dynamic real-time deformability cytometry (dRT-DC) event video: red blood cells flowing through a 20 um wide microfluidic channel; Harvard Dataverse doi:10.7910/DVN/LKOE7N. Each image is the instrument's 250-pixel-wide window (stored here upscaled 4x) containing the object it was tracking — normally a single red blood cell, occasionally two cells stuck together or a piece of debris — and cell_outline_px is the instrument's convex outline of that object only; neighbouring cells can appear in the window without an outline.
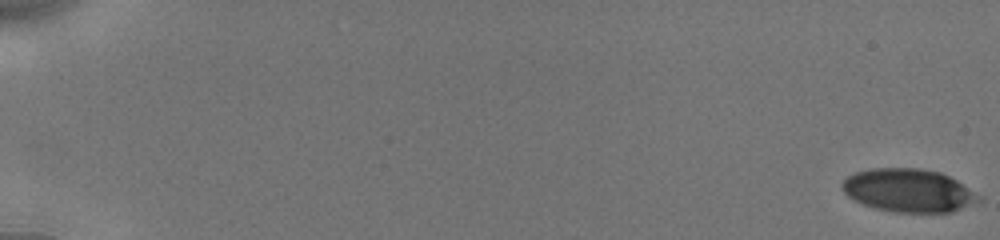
{"species": "human", "species_latin": "Homo sapiens", "temperature_condition": "cold", "stored_images_in_passage": 23, "camera_frame_rate_fps": 3000, "um_per_image_px": 0.085, "donor": {"sex": "male"}, "frame": {"image": 1, "passage_image": 1, "time_ms": 0.0, "image_size_px": [1000, 240], "cell_outline_px": [[984, 200], [952, 212], [892, 212], [872, 208], [848, 196], [844, 192], [840, 184], [848, 176], [856, 172], [872, 168], [920, 168], [940, 172], [956, 180], [980, 196]], "centroid_in_image_um": [77.23, 16.19], "position_along_channel_um": 7.8, "area_um2": 34.33}}
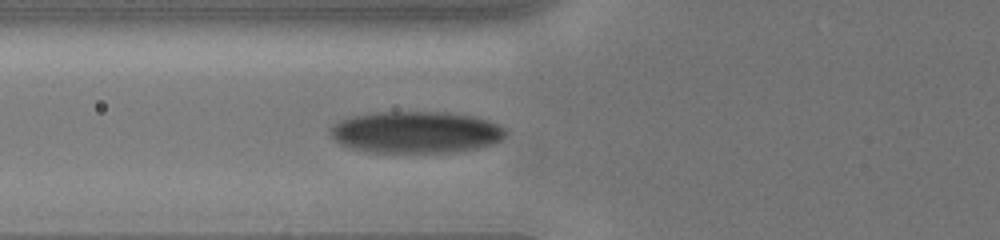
{"frame": {"image": 2, "passage_image": 14, "time_ms": 7.333, "image_size_px": [1000, 240], "cell_outline_px": [[508, 132], [500, 140], [492, 144], [476, 148], [456, 152], [368, 152], [348, 148], [340, 144], [328, 132], [332, 124], [340, 120], [352, 116], [376, 112], [448, 112], [472, 116], [488, 120], [504, 128]], "centroid_in_image_um": [35.32, 11.24], "position_along_channel_um": 90.5, "area_um2": 42.83}}
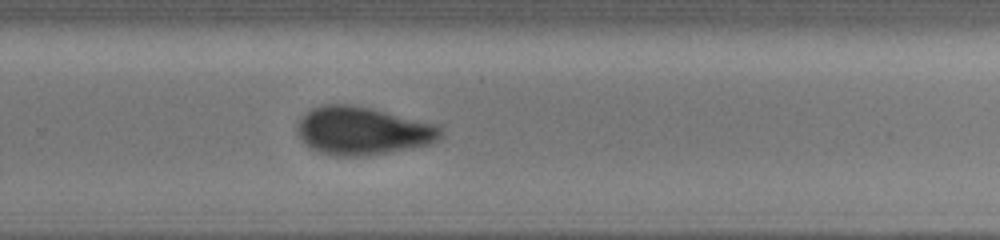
{"frame": {"image": 3, "passage_image": 23, "time_ms": 12.667, "image_size_px": [1000, 240], "cell_outline_px": [[444, 136], [440, 140], [432, 144], [412, 148], [368, 156], [336, 156], [320, 152], [304, 144], [300, 140], [296, 132], [296, 128], [300, 120], [312, 108], [324, 104], [348, 104], [368, 108], [436, 124], [444, 132]], "centroid_in_image_um": [30.84, 11.14], "position_along_channel_um": 299.0, "area_um2": 40.23}}